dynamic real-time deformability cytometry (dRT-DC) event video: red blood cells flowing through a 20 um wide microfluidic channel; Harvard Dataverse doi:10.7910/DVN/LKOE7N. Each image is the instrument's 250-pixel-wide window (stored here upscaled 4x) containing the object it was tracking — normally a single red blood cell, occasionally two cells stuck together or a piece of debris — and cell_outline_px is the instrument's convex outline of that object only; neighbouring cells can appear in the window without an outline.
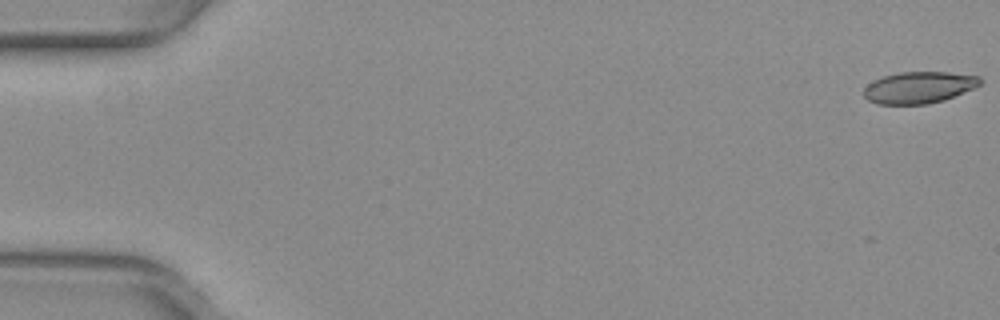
{"species": "common noctule bat (a hibernating species)", "species_latin": "Nyctalus noctula", "temperature_condition": "warm", "stored_images_in_passage": 14, "camera_frame_rate_fps": 3000, "um_per_image_px": 0.085, "animal": {"sex": "female", "body_mass_g": 29.2, "forearm_length_mm": 56.3}, "frame": {"image": 1, "passage_image": 1, "time_ms": 0.0, "image_size_px": [1000, 320], "cell_outline_px": [[984, 80], [976, 88], [944, 100], [928, 104], [876, 104], [868, 100], [864, 96], [864, 88], [868, 84], [884, 76], [900, 72], [948, 72], [980, 76]], "centroid_in_image_um": [78.16, 7.44], "position_along_channel_um": 6.8, "area_um2": 21.56}}
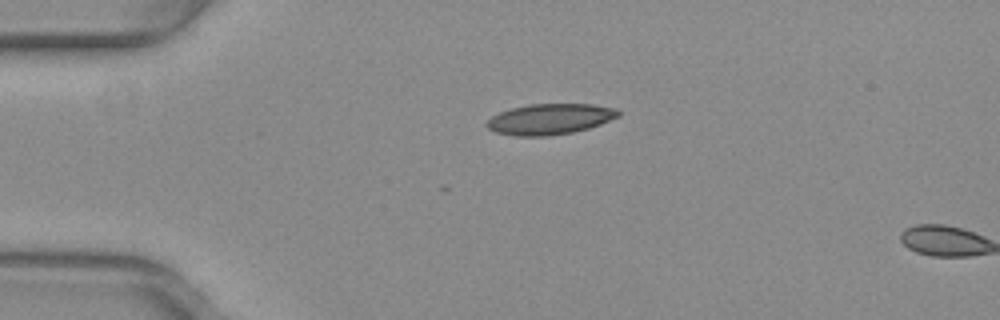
{"frame": {"image": 2, "passage_image": 13, "time_ms": 4.0, "image_size_px": [1000, 320], "cell_outline_px": [[620, 116], [600, 124], [588, 128], [572, 132], [548, 136], [516, 136], [496, 132], [488, 128], [488, 120], [492, 116], [500, 112], [512, 108], [528, 104], [592, 104], [616, 108], [620, 112]], "centroid_in_image_um": [46.77, 10.12], "position_along_channel_um": 38.2, "area_um2": 23.41}}